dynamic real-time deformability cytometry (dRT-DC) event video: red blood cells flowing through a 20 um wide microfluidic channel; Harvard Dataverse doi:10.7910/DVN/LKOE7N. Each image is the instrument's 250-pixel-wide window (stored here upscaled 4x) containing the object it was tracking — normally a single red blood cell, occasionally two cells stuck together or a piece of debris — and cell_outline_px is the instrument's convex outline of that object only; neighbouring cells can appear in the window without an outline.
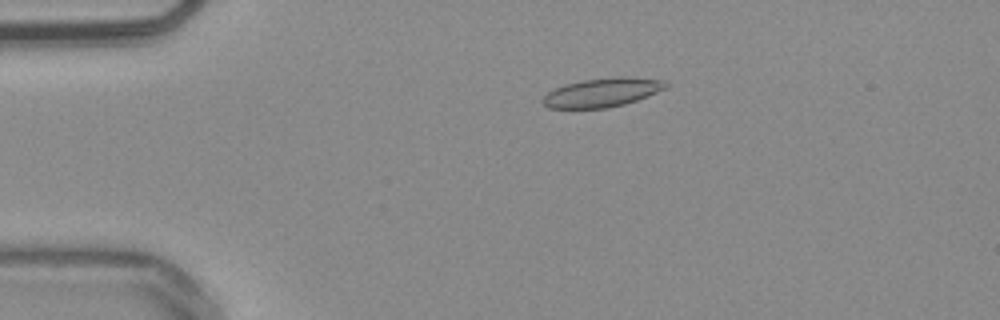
{"species": "common noctule bat (a hibernating species)", "species_latin": "Nyctalus noctula", "temperature_condition": "warm", "stored_images_in_passage": 54, "camera_frame_rate_fps": 3000, "um_per_image_px": 0.085, "animal": {"sex": "male", "body_mass_g": 20.4}, "frame": {"image": 1, "passage_image": 12, "time_ms": 3.667, "image_size_px": [1000, 320], "cell_outline_px": [[668, 88], [648, 96], [624, 104], [608, 108], [548, 108], [540, 100], [548, 92], [564, 84], [580, 80], [616, 76], [624, 76], [664, 80], [668, 84]], "centroid_in_image_um": [51.2, 7.85], "position_along_channel_um": 33.8, "area_um2": 20.92}}
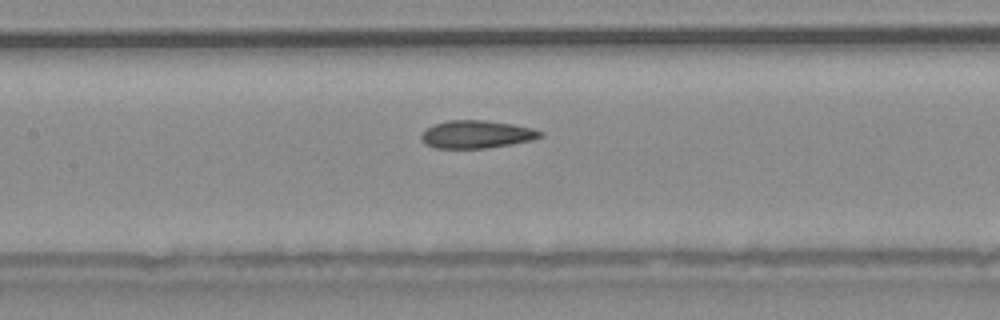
{"frame": {"image": 2, "passage_image": 26, "time_ms": 8.333, "image_size_px": [1000, 320], "cell_outline_px": [[544, 136], [532, 140], [512, 144], [484, 148], [436, 148], [424, 144], [420, 136], [432, 124], [448, 120], [484, 120], [512, 124], [532, 128], [544, 132]], "centroid_in_image_um": [40.52, 11.42], "position_along_channel_um": 166.9, "area_um2": 19.31}}
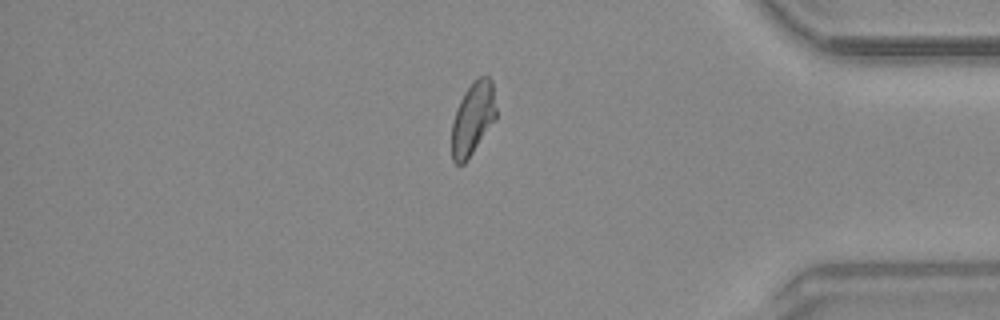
{"frame": {"image": 3, "passage_image": 46, "time_ms": 15.0, "image_size_px": [1000, 320], "cell_outline_px": [[496, 120], [468, 160], [464, 164], [456, 164], [452, 160], [452, 124], [456, 108], [464, 92], [480, 76], [488, 76], [492, 80], [496, 108]], "centroid_in_image_um": [40.2, 10.11], "position_along_channel_um": 395.0, "area_um2": 18.96}, "authors_computed_cell_mechanics": {"area_um2": 19.652, "velocity_mm_per_s": 3.8204, "shape_relaxation_time_tau1_ms": null, "shape_relaxation_time_tau2_ms": 1.8065, "deformation_change_tau1": null, "deformation_change_tau2": 0.077}}